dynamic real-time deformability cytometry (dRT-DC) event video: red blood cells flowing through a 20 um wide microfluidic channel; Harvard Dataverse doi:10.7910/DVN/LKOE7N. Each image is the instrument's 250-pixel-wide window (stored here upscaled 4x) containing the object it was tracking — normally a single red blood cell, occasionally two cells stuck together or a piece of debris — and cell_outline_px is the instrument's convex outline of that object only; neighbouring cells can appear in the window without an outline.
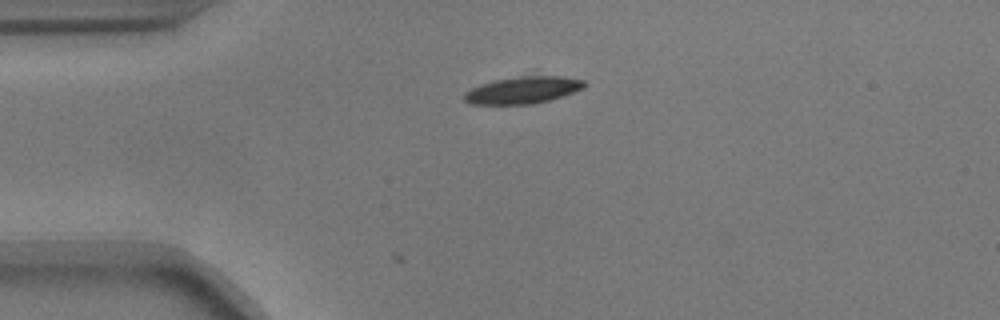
{"species": "common noctule bat (a hibernating species)", "species_latin": "Nyctalus noctula", "temperature_condition": "warm", "stored_images_in_passage": 4, "camera_frame_rate_fps": 3000, "um_per_image_px": 0.085, "animal": {"sex": "male", "body_mass_g": 17.9}, "frame": {"image": 1, "passage_image": 1, "time_ms": 0.0, "image_size_px": [1000, 320], "cell_outline_px": [[588, 84], [584, 88], [548, 100], [532, 104], [472, 104], [464, 100], [464, 92], [480, 84], [496, 80], [520, 76], [560, 76], [584, 80]], "centroid_in_image_um": [44.44, 7.65], "position_along_channel_um": 40.6, "area_um2": 18.67}}